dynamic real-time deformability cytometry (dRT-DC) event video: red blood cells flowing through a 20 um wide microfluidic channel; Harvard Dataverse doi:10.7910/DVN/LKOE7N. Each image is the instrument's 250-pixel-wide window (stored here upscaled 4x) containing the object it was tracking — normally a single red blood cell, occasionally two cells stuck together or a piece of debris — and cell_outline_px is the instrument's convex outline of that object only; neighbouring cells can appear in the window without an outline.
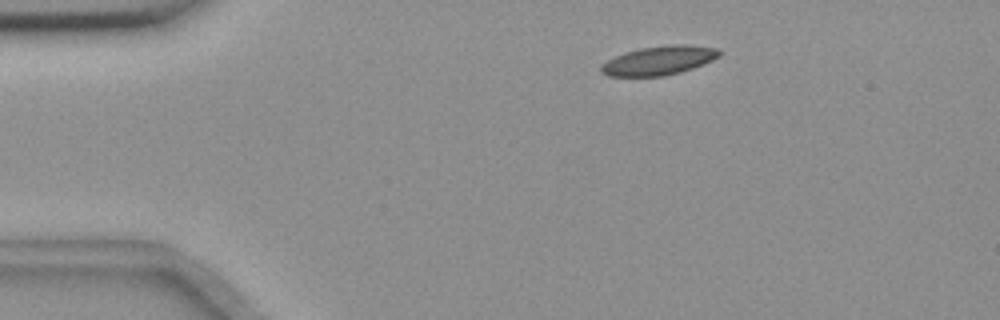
{"species": "common noctule bat (a hibernating species)", "species_latin": "Nyctalus noctula", "temperature_condition": "room temperature", "stored_images_in_passage": 50, "camera_frame_rate_fps": 3000, "um_per_image_px": 0.085, "animal": {"sex": "female", "body_mass_g": 18.4}, "frame": {"image": 1, "passage_image": 4, "time_ms": 1.0, "image_size_px": [1000, 320], "cell_outline_px": [[720, 56], [712, 60], [692, 68], [680, 72], [664, 76], [608, 76], [600, 72], [600, 64], [624, 52], [640, 48], [668, 44], [684, 44], [720, 48]], "centroid_in_image_um": [56.0, 5.13], "position_along_channel_um": 29.0, "area_um2": 20.06}}
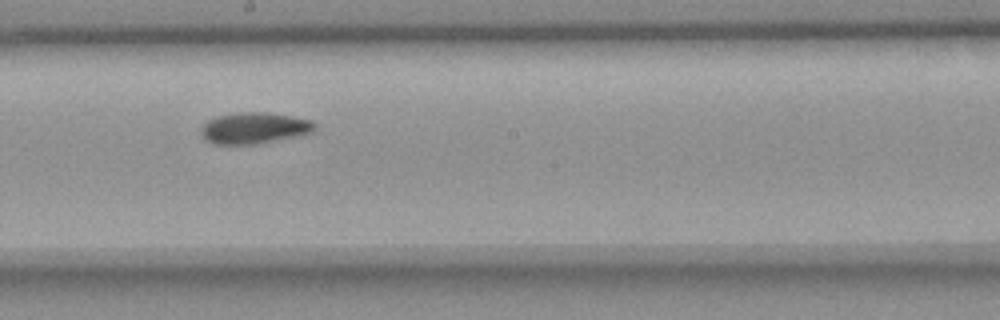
{"frame": {"image": 2, "passage_image": 25, "time_ms": 8.0, "image_size_px": [1000, 320], "cell_outline_px": [[316, 128], [312, 132], [300, 136], [256, 144], [212, 144], [204, 140], [200, 132], [200, 128], [208, 120], [216, 116], [240, 112], [268, 112], [292, 116], [312, 120], [316, 124]], "centroid_in_image_um": [21.61, 10.89], "position_along_channel_um": 226.6, "area_um2": 21.04}}
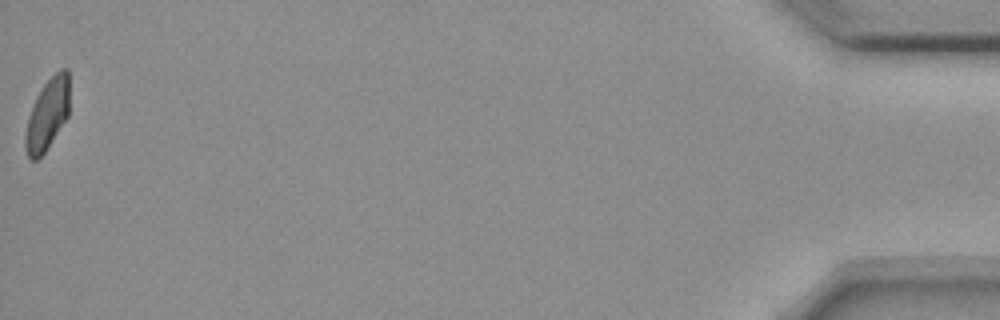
{"frame": {"image": 3, "passage_image": 50, "time_ms": 16.333, "image_size_px": [1000, 320], "cell_outline_px": [[68, 116], [44, 152], [36, 160], [32, 160], [28, 156], [24, 148], [24, 136], [28, 116], [36, 96], [44, 84], [60, 68], [68, 68]], "centroid_in_image_um": [4.0, 9.72], "position_along_channel_um": 431.2, "area_um2": 18.15}, "authors_computed_cell_mechanics": {"area_um2": 20.0566, "velocity_mm_per_s": 3.6343, "shape_relaxation_time_tau1_ms": 8.6882, "shape_relaxation_time_tau2_ms": 9.3807, "deformation_change_tau1": 0.1411, "deformation_change_tau2": 0.1015}}